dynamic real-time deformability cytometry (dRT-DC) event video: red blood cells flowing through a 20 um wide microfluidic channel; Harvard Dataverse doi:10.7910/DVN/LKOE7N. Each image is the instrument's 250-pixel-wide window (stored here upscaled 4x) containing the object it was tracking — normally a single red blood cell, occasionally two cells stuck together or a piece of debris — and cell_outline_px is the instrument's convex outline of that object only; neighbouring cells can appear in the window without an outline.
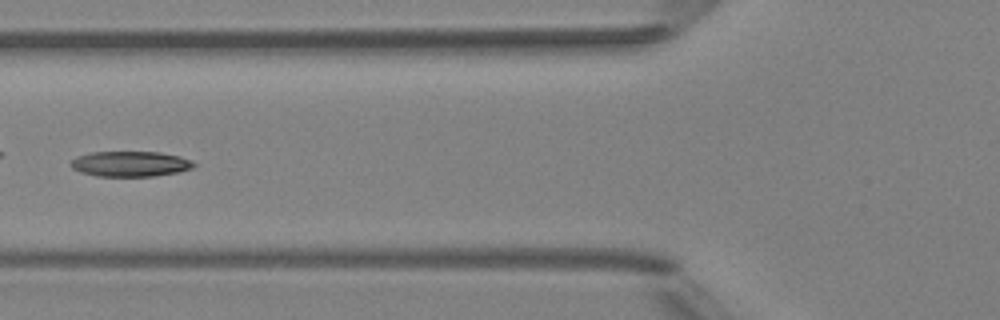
{"species": "Egyptian fruit bat (a non-hibernating species)", "species_latin": "Rousettus aegyptiacus", "temperature_condition": "room temperature", "stored_images_in_passage": 6, "camera_frame_rate_fps": 3000, "um_per_image_px": 0.085, "animal": {"sex": "female"}, "frame": {"image": 1, "passage_image": 6, "time_ms": 5.667, "image_size_px": [1000, 320], "cell_outline_px": [[196, 164], [192, 168], [180, 172], [156, 176], [96, 176], [80, 172], [72, 168], [68, 164], [76, 156], [92, 152], [160, 152], [180, 156], [192, 160]], "centroid_in_image_um": [11.08, 13.93], "position_along_channel_um": 114.7, "area_um2": 18.38}}